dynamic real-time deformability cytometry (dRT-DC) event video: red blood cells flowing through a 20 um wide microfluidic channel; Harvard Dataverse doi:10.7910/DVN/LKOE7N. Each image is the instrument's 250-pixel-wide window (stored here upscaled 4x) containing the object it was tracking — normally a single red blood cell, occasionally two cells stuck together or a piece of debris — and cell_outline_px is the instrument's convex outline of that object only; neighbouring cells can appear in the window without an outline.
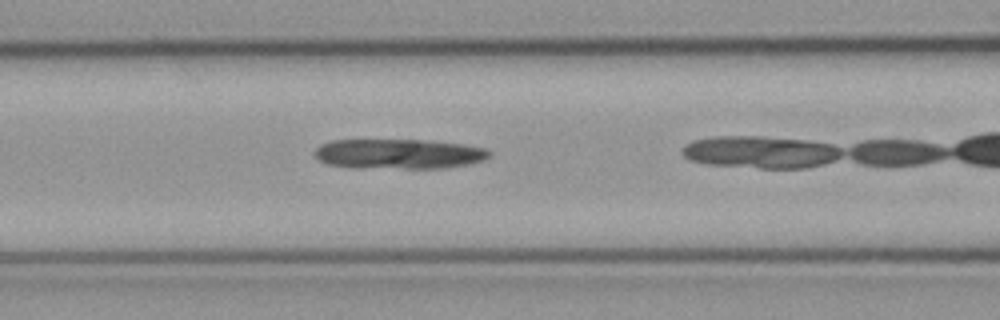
{"species": "common noctule bat (a hibernating species)", "species_latin": "Nyctalus noctula", "temperature_condition": "cold", "stored_images_in_passage": 26, "camera_frame_rate_fps": 3000, "um_per_image_px": 0.085, "animal": {"sex": "male", "body_mass_g": 23.1, "forearm_length_mm": 52.7}, "frame": {"image": 1, "passage_image": 9, "time_ms": 2.667, "image_size_px": [1000, 320], "cell_outline_px": [[492, 152], [484, 160], [464, 164], [440, 168], [348, 168], [328, 164], [316, 160], [312, 152], [320, 144], [332, 140], [420, 140], [464, 144], [488, 148]], "centroid_in_image_um": [33.81, 13.08], "position_along_channel_um": 132.8, "area_um2": 30.75}}
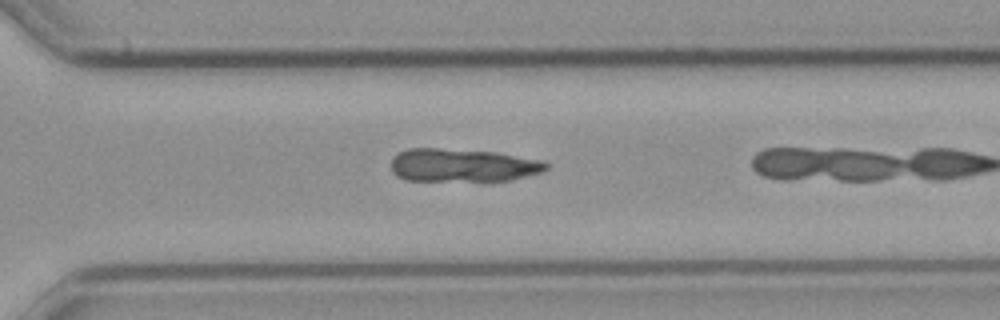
{"frame": {"image": 2, "passage_image": 25, "time_ms": 8.0, "image_size_px": [1000, 320], "cell_outline_px": [[548, 168], [540, 172], [508, 180], [408, 180], [396, 176], [392, 172], [392, 160], [400, 152], [408, 148], [436, 148], [496, 152], [544, 160], [548, 164]], "centroid_in_image_um": [39.33, 14.03], "position_along_channel_um": 331.3, "area_um2": 29.59}}